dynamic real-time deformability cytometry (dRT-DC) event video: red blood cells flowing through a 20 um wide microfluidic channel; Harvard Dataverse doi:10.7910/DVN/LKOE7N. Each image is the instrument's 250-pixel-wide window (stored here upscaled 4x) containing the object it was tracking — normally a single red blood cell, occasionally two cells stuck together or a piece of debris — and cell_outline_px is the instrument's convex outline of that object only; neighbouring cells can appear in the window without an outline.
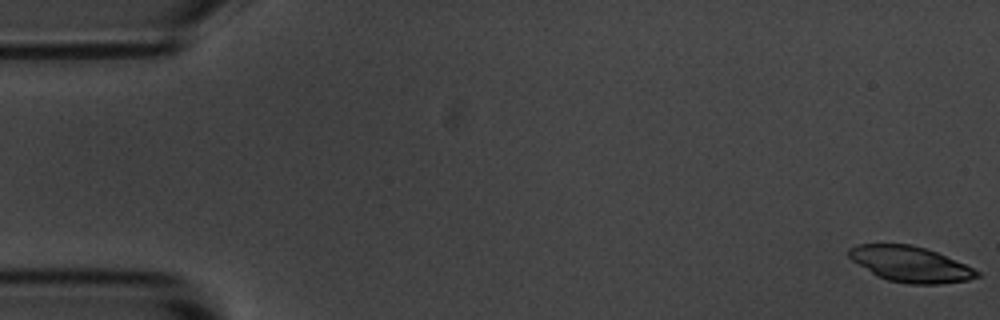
{"species": "common noctule bat (a hibernating species)", "species_latin": "Nyctalus noctula", "temperature_condition": "room temperature", "stored_images_in_passage": 54, "camera_frame_rate_fps": 3000, "um_per_image_px": 0.085, "animal": {"sex": "male", "body_mass_g": 20.1, "forearm_length_mm": 53.5}, "frame": {"image": 1, "passage_image": 1, "time_ms": 0.0, "image_size_px": [1000, 320], "cell_outline_px": [[980, 276], [968, 280], [940, 284], [908, 284], [888, 280], [876, 276], [852, 260], [848, 256], [848, 248], [856, 244], [912, 244], [936, 252], [964, 264], [980, 272]], "centroid_in_image_um": [77.35, 22.45], "position_along_channel_um": 7.7, "area_um2": 26.47}}